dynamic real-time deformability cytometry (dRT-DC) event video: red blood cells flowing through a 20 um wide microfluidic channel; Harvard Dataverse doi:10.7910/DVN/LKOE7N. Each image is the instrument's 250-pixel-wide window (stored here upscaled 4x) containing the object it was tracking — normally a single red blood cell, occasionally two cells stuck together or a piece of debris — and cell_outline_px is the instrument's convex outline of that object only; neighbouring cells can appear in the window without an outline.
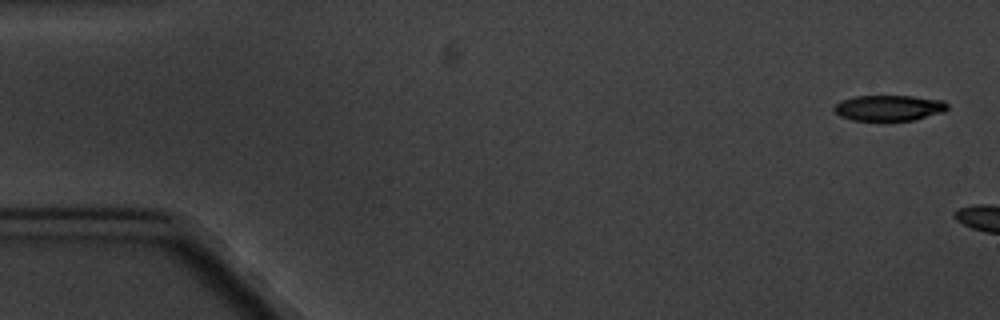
{"species": "common noctule bat (a hibernating species)", "species_latin": "Nyctalus noctula", "temperature_condition": "cold", "stored_images_in_passage": 2, "camera_frame_rate_fps": 3000, "um_per_image_px": 0.085, "animal": {"sex": "male", "body_mass_g": 20.1, "forearm_length_mm": 53.5}, "frame": {"image": 1, "passage_image": 1, "time_ms": 0.0, "image_size_px": [1000, 320], "cell_outline_px": [[948, 108], [944, 112], [912, 120], [852, 120], [840, 116], [832, 108], [840, 100], [856, 96], [912, 96], [944, 100], [948, 104]], "centroid_in_image_um": [75.56, 9.16], "position_along_channel_um": 9.4, "area_um2": 16.94}}